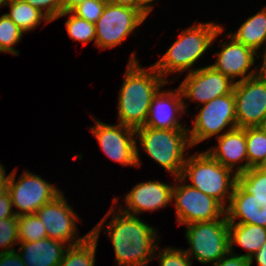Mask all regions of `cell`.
Masks as SVG:
<instances>
[{
  "instance_id": "cell-1",
  "label": "cell",
  "mask_w": 266,
  "mask_h": 266,
  "mask_svg": "<svg viewBox=\"0 0 266 266\" xmlns=\"http://www.w3.org/2000/svg\"><path fill=\"white\" fill-rule=\"evenodd\" d=\"M113 202L115 206L112 205L101 221L90 230V234L98 240L101 230H106L104 232L108 233L112 242L117 266H147L154 260L157 252L158 232L153 226L141 221L138 216L124 213L120 209L114 211L118 205V198L115 197ZM111 213L112 219L106 224Z\"/></svg>"
},
{
  "instance_id": "cell-2",
  "label": "cell",
  "mask_w": 266,
  "mask_h": 266,
  "mask_svg": "<svg viewBox=\"0 0 266 266\" xmlns=\"http://www.w3.org/2000/svg\"><path fill=\"white\" fill-rule=\"evenodd\" d=\"M136 57L133 52L127 64L117 110L118 123L135 130L145 125L153 96L169 84L153 65L142 67Z\"/></svg>"
},
{
  "instance_id": "cell-3",
  "label": "cell",
  "mask_w": 266,
  "mask_h": 266,
  "mask_svg": "<svg viewBox=\"0 0 266 266\" xmlns=\"http://www.w3.org/2000/svg\"><path fill=\"white\" fill-rule=\"evenodd\" d=\"M223 30V26L212 21L194 23L193 26L183 30L165 54L152 65L167 82H171V79L165 78L169 74L195 71L193 68L195 63L212 46L214 39H217Z\"/></svg>"
},
{
  "instance_id": "cell-4",
  "label": "cell",
  "mask_w": 266,
  "mask_h": 266,
  "mask_svg": "<svg viewBox=\"0 0 266 266\" xmlns=\"http://www.w3.org/2000/svg\"><path fill=\"white\" fill-rule=\"evenodd\" d=\"M190 186L215 198L225 208L236 185V174L216 161L207 151L187 156L182 174Z\"/></svg>"
},
{
  "instance_id": "cell-5",
  "label": "cell",
  "mask_w": 266,
  "mask_h": 266,
  "mask_svg": "<svg viewBox=\"0 0 266 266\" xmlns=\"http://www.w3.org/2000/svg\"><path fill=\"white\" fill-rule=\"evenodd\" d=\"M142 151L174 177H180L185 165V150L192 147L188 130L140 127L135 130Z\"/></svg>"
},
{
  "instance_id": "cell-6",
  "label": "cell",
  "mask_w": 266,
  "mask_h": 266,
  "mask_svg": "<svg viewBox=\"0 0 266 266\" xmlns=\"http://www.w3.org/2000/svg\"><path fill=\"white\" fill-rule=\"evenodd\" d=\"M186 227L185 237L190 247L184 251L191 260L193 258L204 265L214 264L230 251L226 216L213 221L194 222Z\"/></svg>"
},
{
  "instance_id": "cell-7",
  "label": "cell",
  "mask_w": 266,
  "mask_h": 266,
  "mask_svg": "<svg viewBox=\"0 0 266 266\" xmlns=\"http://www.w3.org/2000/svg\"><path fill=\"white\" fill-rule=\"evenodd\" d=\"M174 180L171 205L174 203L179 225L213 221L226 216L225 207L215 198L186 184L181 177H174Z\"/></svg>"
},
{
  "instance_id": "cell-8",
  "label": "cell",
  "mask_w": 266,
  "mask_h": 266,
  "mask_svg": "<svg viewBox=\"0 0 266 266\" xmlns=\"http://www.w3.org/2000/svg\"><path fill=\"white\" fill-rule=\"evenodd\" d=\"M198 111L199 113L193 115L191 130L188 128L192 147L212 138L214 135H216V138L220 137L226 132V130L224 131L226 127L227 131L237 127L233 92L202 104Z\"/></svg>"
},
{
  "instance_id": "cell-9",
  "label": "cell",
  "mask_w": 266,
  "mask_h": 266,
  "mask_svg": "<svg viewBox=\"0 0 266 266\" xmlns=\"http://www.w3.org/2000/svg\"><path fill=\"white\" fill-rule=\"evenodd\" d=\"M16 169L9 174L7 191L12 206L16 207L15 215L35 214L46 203L58 197L62 191L45 179L25 170L16 181ZM19 210V211H18Z\"/></svg>"
},
{
  "instance_id": "cell-10",
  "label": "cell",
  "mask_w": 266,
  "mask_h": 266,
  "mask_svg": "<svg viewBox=\"0 0 266 266\" xmlns=\"http://www.w3.org/2000/svg\"><path fill=\"white\" fill-rule=\"evenodd\" d=\"M146 16L136 8L114 5L107 2L103 14L95 23V46L100 50L112 49L120 45L135 29L140 26Z\"/></svg>"
},
{
  "instance_id": "cell-11",
  "label": "cell",
  "mask_w": 266,
  "mask_h": 266,
  "mask_svg": "<svg viewBox=\"0 0 266 266\" xmlns=\"http://www.w3.org/2000/svg\"><path fill=\"white\" fill-rule=\"evenodd\" d=\"M95 126L90 127V131L97 139L101 149L107 157L124 166L140 167L139 148L135 129L124 126L106 124L94 116ZM135 136V137H134Z\"/></svg>"
},
{
  "instance_id": "cell-12",
  "label": "cell",
  "mask_w": 266,
  "mask_h": 266,
  "mask_svg": "<svg viewBox=\"0 0 266 266\" xmlns=\"http://www.w3.org/2000/svg\"><path fill=\"white\" fill-rule=\"evenodd\" d=\"M237 127H261L266 121V78L260 74L233 88Z\"/></svg>"
},
{
  "instance_id": "cell-13",
  "label": "cell",
  "mask_w": 266,
  "mask_h": 266,
  "mask_svg": "<svg viewBox=\"0 0 266 266\" xmlns=\"http://www.w3.org/2000/svg\"><path fill=\"white\" fill-rule=\"evenodd\" d=\"M67 202L62 192L51 202L41 206L35 214L46 227L48 238L72 246L82 243L90 235V231L83 237L77 236L76 221H79V216Z\"/></svg>"
},
{
  "instance_id": "cell-14",
  "label": "cell",
  "mask_w": 266,
  "mask_h": 266,
  "mask_svg": "<svg viewBox=\"0 0 266 266\" xmlns=\"http://www.w3.org/2000/svg\"><path fill=\"white\" fill-rule=\"evenodd\" d=\"M234 82L211 65L198 67L188 73L179 85L183 100L200 105L233 92Z\"/></svg>"
},
{
  "instance_id": "cell-15",
  "label": "cell",
  "mask_w": 266,
  "mask_h": 266,
  "mask_svg": "<svg viewBox=\"0 0 266 266\" xmlns=\"http://www.w3.org/2000/svg\"><path fill=\"white\" fill-rule=\"evenodd\" d=\"M227 36L230 42H220L219 46L221 45L222 48L219 52L214 53L217 58L211 66L229 77L234 83L258 75L259 70L257 69L259 68L250 69L254 66L255 58L259 59V55L231 35L227 34ZM255 55L257 56L255 57Z\"/></svg>"
},
{
  "instance_id": "cell-16",
  "label": "cell",
  "mask_w": 266,
  "mask_h": 266,
  "mask_svg": "<svg viewBox=\"0 0 266 266\" xmlns=\"http://www.w3.org/2000/svg\"><path fill=\"white\" fill-rule=\"evenodd\" d=\"M160 90L153 96L144 126L155 129L188 130L185 125L179 123L183 113H187V105L180 88L172 91Z\"/></svg>"
},
{
  "instance_id": "cell-17",
  "label": "cell",
  "mask_w": 266,
  "mask_h": 266,
  "mask_svg": "<svg viewBox=\"0 0 266 266\" xmlns=\"http://www.w3.org/2000/svg\"><path fill=\"white\" fill-rule=\"evenodd\" d=\"M174 184H167L160 181H145L133 186L132 190L125 196L127 208L120 210L124 213L137 216L142 212H154L166 207L172 202V190Z\"/></svg>"
},
{
  "instance_id": "cell-18",
  "label": "cell",
  "mask_w": 266,
  "mask_h": 266,
  "mask_svg": "<svg viewBox=\"0 0 266 266\" xmlns=\"http://www.w3.org/2000/svg\"><path fill=\"white\" fill-rule=\"evenodd\" d=\"M218 144L206 150L216 161L226 168L241 174L248 170L247 144L245 128L236 127L226 130L215 138ZM243 162V164H241ZM245 162V163H244ZM240 164V165H237Z\"/></svg>"
},
{
  "instance_id": "cell-19",
  "label": "cell",
  "mask_w": 266,
  "mask_h": 266,
  "mask_svg": "<svg viewBox=\"0 0 266 266\" xmlns=\"http://www.w3.org/2000/svg\"><path fill=\"white\" fill-rule=\"evenodd\" d=\"M225 215L229 223L254 224L266 228V200L245 193L236 184L225 208Z\"/></svg>"
},
{
  "instance_id": "cell-20",
  "label": "cell",
  "mask_w": 266,
  "mask_h": 266,
  "mask_svg": "<svg viewBox=\"0 0 266 266\" xmlns=\"http://www.w3.org/2000/svg\"><path fill=\"white\" fill-rule=\"evenodd\" d=\"M17 252L25 266H59L66 249L67 244L44 238L32 242H20ZM67 245V246H66Z\"/></svg>"
},
{
  "instance_id": "cell-21",
  "label": "cell",
  "mask_w": 266,
  "mask_h": 266,
  "mask_svg": "<svg viewBox=\"0 0 266 266\" xmlns=\"http://www.w3.org/2000/svg\"><path fill=\"white\" fill-rule=\"evenodd\" d=\"M266 242V228L254 224L229 223L230 248L236 244L247 251L242 254L247 258L253 256Z\"/></svg>"
},
{
  "instance_id": "cell-22",
  "label": "cell",
  "mask_w": 266,
  "mask_h": 266,
  "mask_svg": "<svg viewBox=\"0 0 266 266\" xmlns=\"http://www.w3.org/2000/svg\"><path fill=\"white\" fill-rule=\"evenodd\" d=\"M229 35L258 53L261 46H266V6L244 21L236 32H231Z\"/></svg>"
},
{
  "instance_id": "cell-23",
  "label": "cell",
  "mask_w": 266,
  "mask_h": 266,
  "mask_svg": "<svg viewBox=\"0 0 266 266\" xmlns=\"http://www.w3.org/2000/svg\"><path fill=\"white\" fill-rule=\"evenodd\" d=\"M9 6L7 16L24 32H30L45 21L50 23L49 19L37 8H34L24 0H8L4 6Z\"/></svg>"
},
{
  "instance_id": "cell-24",
  "label": "cell",
  "mask_w": 266,
  "mask_h": 266,
  "mask_svg": "<svg viewBox=\"0 0 266 266\" xmlns=\"http://www.w3.org/2000/svg\"><path fill=\"white\" fill-rule=\"evenodd\" d=\"M97 244L90 234L82 243L69 246L59 266H95Z\"/></svg>"
},
{
  "instance_id": "cell-25",
  "label": "cell",
  "mask_w": 266,
  "mask_h": 266,
  "mask_svg": "<svg viewBox=\"0 0 266 266\" xmlns=\"http://www.w3.org/2000/svg\"><path fill=\"white\" fill-rule=\"evenodd\" d=\"M248 170L266 167V132L262 127L245 128Z\"/></svg>"
},
{
  "instance_id": "cell-26",
  "label": "cell",
  "mask_w": 266,
  "mask_h": 266,
  "mask_svg": "<svg viewBox=\"0 0 266 266\" xmlns=\"http://www.w3.org/2000/svg\"><path fill=\"white\" fill-rule=\"evenodd\" d=\"M236 184L247 194L266 200V167L250 168L236 175Z\"/></svg>"
},
{
  "instance_id": "cell-27",
  "label": "cell",
  "mask_w": 266,
  "mask_h": 266,
  "mask_svg": "<svg viewBox=\"0 0 266 266\" xmlns=\"http://www.w3.org/2000/svg\"><path fill=\"white\" fill-rule=\"evenodd\" d=\"M69 16L65 22V27L68 36L73 41L81 42L84 45L91 41L96 42V28L95 23L81 19L74 15L72 12L61 13L57 19L64 16Z\"/></svg>"
},
{
  "instance_id": "cell-28",
  "label": "cell",
  "mask_w": 266,
  "mask_h": 266,
  "mask_svg": "<svg viewBox=\"0 0 266 266\" xmlns=\"http://www.w3.org/2000/svg\"><path fill=\"white\" fill-rule=\"evenodd\" d=\"M17 231L19 243L47 238L46 227L36 214L18 216Z\"/></svg>"
},
{
  "instance_id": "cell-29",
  "label": "cell",
  "mask_w": 266,
  "mask_h": 266,
  "mask_svg": "<svg viewBox=\"0 0 266 266\" xmlns=\"http://www.w3.org/2000/svg\"><path fill=\"white\" fill-rule=\"evenodd\" d=\"M24 32L7 16L0 17V52L19 55L13 46L20 42Z\"/></svg>"
},
{
  "instance_id": "cell-30",
  "label": "cell",
  "mask_w": 266,
  "mask_h": 266,
  "mask_svg": "<svg viewBox=\"0 0 266 266\" xmlns=\"http://www.w3.org/2000/svg\"><path fill=\"white\" fill-rule=\"evenodd\" d=\"M18 217H9L0 220V253L14 251V246L19 245Z\"/></svg>"
},
{
  "instance_id": "cell-31",
  "label": "cell",
  "mask_w": 266,
  "mask_h": 266,
  "mask_svg": "<svg viewBox=\"0 0 266 266\" xmlns=\"http://www.w3.org/2000/svg\"><path fill=\"white\" fill-rule=\"evenodd\" d=\"M157 251L159 253H155L153 259H159V266H192L193 260L185 253L184 249L169 246L163 250L158 247Z\"/></svg>"
},
{
  "instance_id": "cell-32",
  "label": "cell",
  "mask_w": 266,
  "mask_h": 266,
  "mask_svg": "<svg viewBox=\"0 0 266 266\" xmlns=\"http://www.w3.org/2000/svg\"><path fill=\"white\" fill-rule=\"evenodd\" d=\"M106 4V0H85L71 12L81 19L96 23L103 14Z\"/></svg>"
},
{
  "instance_id": "cell-33",
  "label": "cell",
  "mask_w": 266,
  "mask_h": 266,
  "mask_svg": "<svg viewBox=\"0 0 266 266\" xmlns=\"http://www.w3.org/2000/svg\"><path fill=\"white\" fill-rule=\"evenodd\" d=\"M41 11L50 22L56 20L62 13V0H24Z\"/></svg>"
},
{
  "instance_id": "cell-34",
  "label": "cell",
  "mask_w": 266,
  "mask_h": 266,
  "mask_svg": "<svg viewBox=\"0 0 266 266\" xmlns=\"http://www.w3.org/2000/svg\"><path fill=\"white\" fill-rule=\"evenodd\" d=\"M212 266H251V261L250 258L236 254L234 248H230V251Z\"/></svg>"
},
{
  "instance_id": "cell-35",
  "label": "cell",
  "mask_w": 266,
  "mask_h": 266,
  "mask_svg": "<svg viewBox=\"0 0 266 266\" xmlns=\"http://www.w3.org/2000/svg\"><path fill=\"white\" fill-rule=\"evenodd\" d=\"M17 217L14 213L11 197L8 191L0 194V220Z\"/></svg>"
},
{
  "instance_id": "cell-36",
  "label": "cell",
  "mask_w": 266,
  "mask_h": 266,
  "mask_svg": "<svg viewBox=\"0 0 266 266\" xmlns=\"http://www.w3.org/2000/svg\"><path fill=\"white\" fill-rule=\"evenodd\" d=\"M0 266H25L19 253L14 251L0 253Z\"/></svg>"
},
{
  "instance_id": "cell-37",
  "label": "cell",
  "mask_w": 266,
  "mask_h": 266,
  "mask_svg": "<svg viewBox=\"0 0 266 266\" xmlns=\"http://www.w3.org/2000/svg\"><path fill=\"white\" fill-rule=\"evenodd\" d=\"M253 260L256 261L257 266H266V242L250 257L251 265L253 264Z\"/></svg>"
},
{
  "instance_id": "cell-38",
  "label": "cell",
  "mask_w": 266,
  "mask_h": 266,
  "mask_svg": "<svg viewBox=\"0 0 266 266\" xmlns=\"http://www.w3.org/2000/svg\"><path fill=\"white\" fill-rule=\"evenodd\" d=\"M155 0H138V9L148 17L151 11L153 10L152 2Z\"/></svg>"
},
{
  "instance_id": "cell-39",
  "label": "cell",
  "mask_w": 266,
  "mask_h": 266,
  "mask_svg": "<svg viewBox=\"0 0 266 266\" xmlns=\"http://www.w3.org/2000/svg\"><path fill=\"white\" fill-rule=\"evenodd\" d=\"M85 0H62V13L71 12L76 6Z\"/></svg>"
},
{
  "instance_id": "cell-40",
  "label": "cell",
  "mask_w": 266,
  "mask_h": 266,
  "mask_svg": "<svg viewBox=\"0 0 266 266\" xmlns=\"http://www.w3.org/2000/svg\"><path fill=\"white\" fill-rule=\"evenodd\" d=\"M9 174L6 176V169L0 163V194L7 191Z\"/></svg>"
},
{
  "instance_id": "cell-41",
  "label": "cell",
  "mask_w": 266,
  "mask_h": 266,
  "mask_svg": "<svg viewBox=\"0 0 266 266\" xmlns=\"http://www.w3.org/2000/svg\"><path fill=\"white\" fill-rule=\"evenodd\" d=\"M110 4L138 9V0H106Z\"/></svg>"
},
{
  "instance_id": "cell-42",
  "label": "cell",
  "mask_w": 266,
  "mask_h": 266,
  "mask_svg": "<svg viewBox=\"0 0 266 266\" xmlns=\"http://www.w3.org/2000/svg\"><path fill=\"white\" fill-rule=\"evenodd\" d=\"M264 51H263V54H260L259 56L262 55L263 57V60L261 62L262 65L259 66L260 69L259 70V74L263 77L266 78V47H263Z\"/></svg>"
},
{
  "instance_id": "cell-43",
  "label": "cell",
  "mask_w": 266,
  "mask_h": 266,
  "mask_svg": "<svg viewBox=\"0 0 266 266\" xmlns=\"http://www.w3.org/2000/svg\"><path fill=\"white\" fill-rule=\"evenodd\" d=\"M8 0H0V7H3Z\"/></svg>"
},
{
  "instance_id": "cell-44",
  "label": "cell",
  "mask_w": 266,
  "mask_h": 266,
  "mask_svg": "<svg viewBox=\"0 0 266 266\" xmlns=\"http://www.w3.org/2000/svg\"><path fill=\"white\" fill-rule=\"evenodd\" d=\"M263 128V130L266 132V121L262 124L261 126Z\"/></svg>"
}]
</instances>
